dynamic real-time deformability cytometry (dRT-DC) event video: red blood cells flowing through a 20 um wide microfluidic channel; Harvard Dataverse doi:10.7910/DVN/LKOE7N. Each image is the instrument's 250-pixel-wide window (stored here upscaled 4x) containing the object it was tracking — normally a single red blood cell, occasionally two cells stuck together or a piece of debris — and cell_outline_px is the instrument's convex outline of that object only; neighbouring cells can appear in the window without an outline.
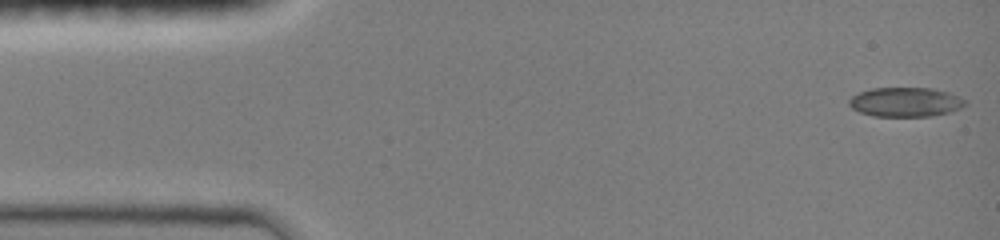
{"species": "common noctule bat (a hibernating species)", "species_latin": "Nyctalus noctula", "temperature_condition": "room temperature", "stored_images_in_passage": 45, "camera_frame_rate_fps": 3000, "um_per_image_px": 0.085, "animal": {"sex": "female", "body_mass_g": 19.0, "forearm_length_mm": 51.5}, "frame": {"image": 1, "passage_image": 1, "time_ms": 0.0, "image_size_px": [1000, 240], "cell_outline_px": [[968, 104], [952, 112], [932, 116], [872, 116], [860, 112], [852, 108], [848, 104], [848, 100], [852, 96], [860, 92], [872, 88], [932, 88], [948, 92], [964, 100]], "centroid_in_image_um": [76.96, 8.68], "position_along_channel_um": 8.0, "area_um2": 19.88}}
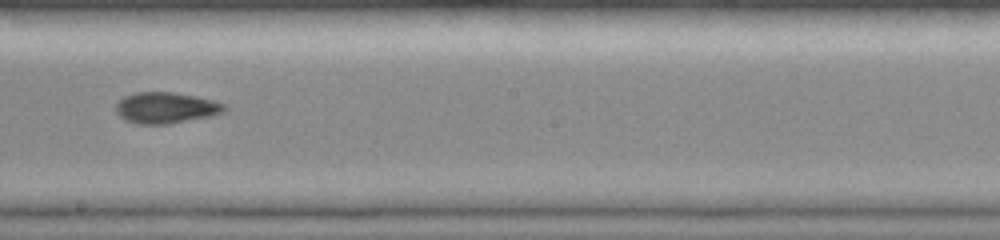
{"frame": {"image": 2, "passage_image": 25, "time_ms": 8.0, "image_size_px": [1000, 240], "cell_outline_px": [[228, 108], [224, 112], [212, 116], [168, 124], [136, 124], [124, 120], [116, 112], [116, 104], [124, 96], [136, 92], [172, 92], [216, 100], [224, 104]], "centroid_in_image_um": [14.12, 9.17], "position_along_channel_um": 234.1, "area_um2": 19.83}}
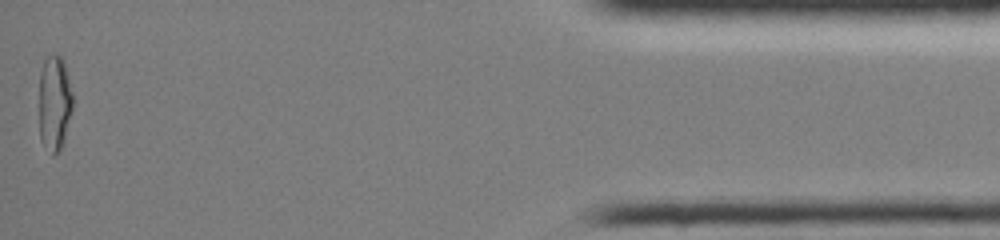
{"frame": {"image": 3, "passage_image": 45, "time_ms": 14.667, "image_size_px": [1000, 240], "cell_outline_px": [[72, 112], [60, 148], [52, 156], [40, 140], [40, 72], [44, 60], [52, 52], [60, 56], [64, 60], [72, 92]], "centroid_in_image_um": [4.63, 8.7], "position_along_channel_um": 430.6, "area_um2": 18.55}, "authors_computed_cell_mechanics": {"area_um2": 19.1896, "velocity_mm_per_s": 4.1169, "shape_relaxation_time_tau1_ms": null, "shape_relaxation_time_tau2_ms": 5.8742, "deformation_change_tau1": null, "deformation_change_tau2": 0.0877}}